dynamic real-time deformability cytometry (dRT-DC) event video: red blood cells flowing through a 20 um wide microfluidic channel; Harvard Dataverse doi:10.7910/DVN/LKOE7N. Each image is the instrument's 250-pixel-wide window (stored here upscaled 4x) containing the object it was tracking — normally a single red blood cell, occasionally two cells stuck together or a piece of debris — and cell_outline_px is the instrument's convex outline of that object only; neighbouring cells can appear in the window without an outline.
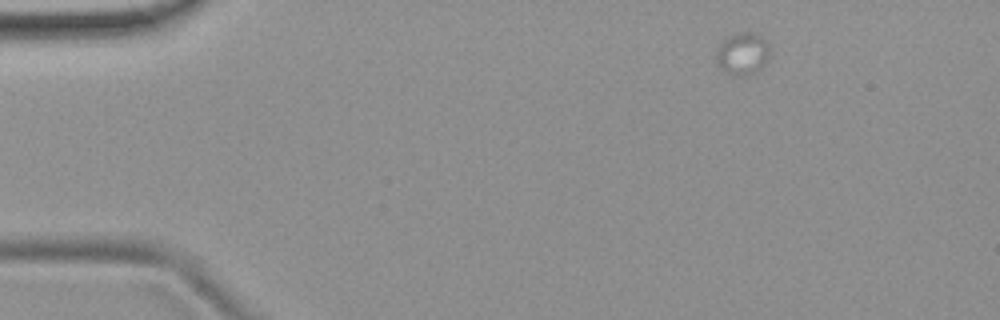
{"species": "common noctule bat (a hibernating species)", "species_latin": "Nyctalus noctula", "temperature_condition": "room temperature", "stored_images_in_passage": 4, "camera_frame_rate_fps": 3000, "um_per_image_px": 0.085, "animal": {"sex": "female", "body_mass_g": 19.9}, "frame": {"image": 1, "passage_image": 1, "time_ms": 0.0, "image_size_px": [1000, 320], "cell_outline_px": [[772, 52], [764, 68], [756, 72], [744, 76], [740, 76], [724, 72], [716, 64], [716, 48], [728, 36], [740, 32], [756, 32], [772, 48]], "centroid_in_image_um": [63.15, 4.58], "position_along_channel_um": 21.8, "area_um2": 13.7}}